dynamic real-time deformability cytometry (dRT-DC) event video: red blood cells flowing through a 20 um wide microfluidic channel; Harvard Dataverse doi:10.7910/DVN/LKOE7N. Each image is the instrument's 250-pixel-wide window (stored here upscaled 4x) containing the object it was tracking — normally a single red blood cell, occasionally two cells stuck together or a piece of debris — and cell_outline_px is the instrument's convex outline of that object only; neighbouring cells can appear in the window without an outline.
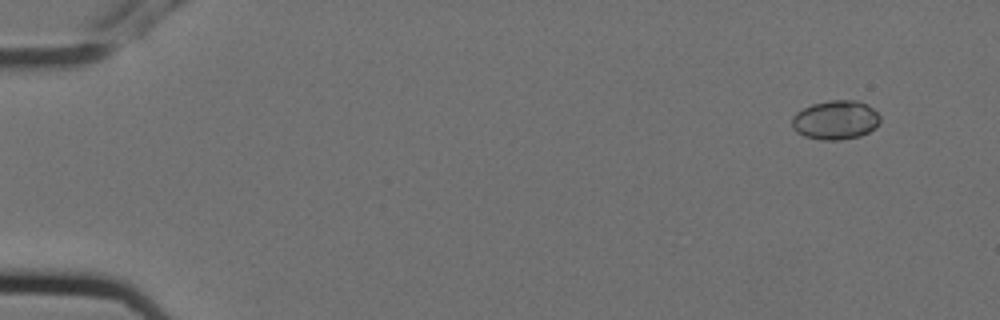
{"species": "Egyptian fruit bat (a non-hibernating species)", "species_latin": "Rousettus aegyptiacus", "temperature_condition": "cold", "stored_images_in_passage": 6, "camera_frame_rate_fps": 3000, "um_per_image_px": 0.085, "animal": {"sex": "female"}, "frame": {"image": 1, "passage_image": 2, "time_ms": 0.333, "image_size_px": [1000, 320], "cell_outline_px": [[880, 120], [876, 128], [860, 136], [840, 140], [820, 140], [804, 136], [796, 132], [792, 128], [792, 116], [796, 112], [812, 104], [828, 100], [856, 100], [868, 104], [880, 116]], "centroid_in_image_um": [71.01, 10.2], "position_along_channel_um": 14.0, "area_um2": 20.29}}
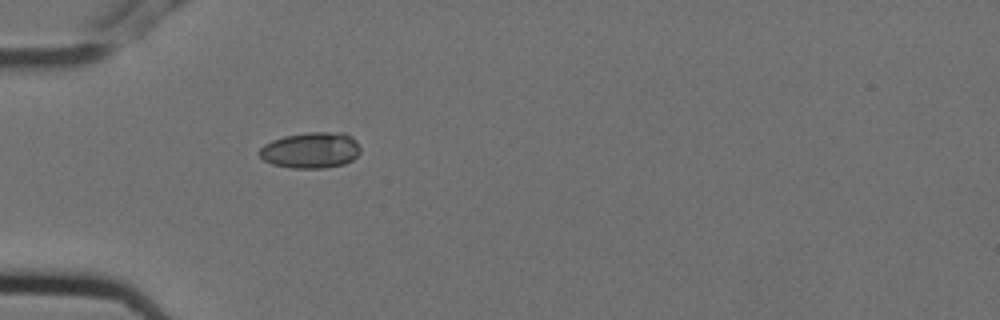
{"frame": {"image": 2, "passage_image": 6, "time_ms": 1.667, "image_size_px": [1000, 320], "cell_outline_px": [[360, 152], [352, 160], [344, 164], [324, 168], [292, 168], [272, 164], [264, 160], [260, 156], [260, 148], [264, 144], [272, 140], [284, 136], [308, 132], [344, 132], [352, 136], [356, 140], [360, 148]], "centroid_in_image_um": [26.44, 12.76], "position_along_channel_um": 58.6, "area_um2": 21.27}}